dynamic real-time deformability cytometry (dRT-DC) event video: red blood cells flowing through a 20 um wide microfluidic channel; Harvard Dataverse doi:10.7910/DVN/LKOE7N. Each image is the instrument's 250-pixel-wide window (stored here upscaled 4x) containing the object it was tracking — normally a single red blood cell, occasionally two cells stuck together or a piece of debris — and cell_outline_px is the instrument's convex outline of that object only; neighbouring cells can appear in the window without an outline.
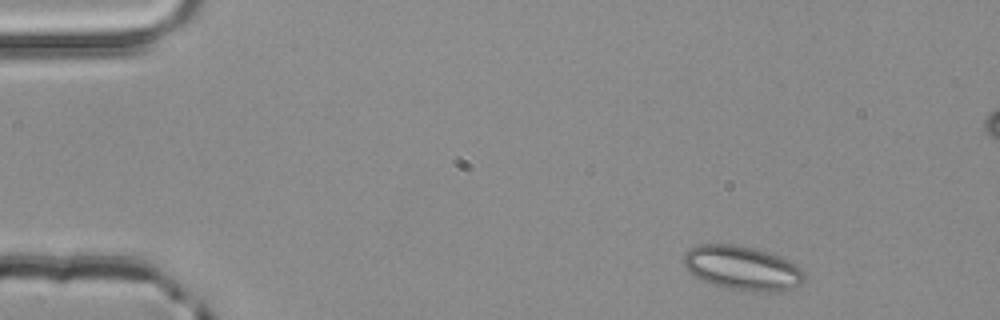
{"species": "common noctule bat (a hibernating species)", "species_latin": "Nyctalus noctula", "temperature_condition": "room temperature", "stored_images_in_passage": 3, "camera_frame_rate_fps": 3000, "um_per_image_px": 0.085, "animal": {"sex": "male", "body_mass_g": 20.4}, "frame": {"image": 1, "passage_image": 3, "time_ms": 0.667, "image_size_px": [1000, 320], "cell_outline_px": [[804, 280], [800, 284], [792, 288], [776, 292], [752, 292], [728, 288], [712, 284], [700, 280], [692, 276], [684, 268], [684, 252], [700, 244], [736, 244], [756, 248], [780, 256], [788, 260], [800, 268], [804, 272]], "centroid_in_image_um": [63.07, 22.79], "position_along_channel_um": 21.9, "area_um2": 31.44}}